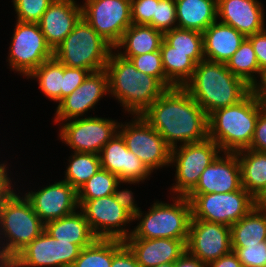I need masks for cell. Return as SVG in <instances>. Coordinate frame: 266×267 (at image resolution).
Listing matches in <instances>:
<instances>
[{
	"label": "cell",
	"mask_w": 266,
	"mask_h": 267,
	"mask_svg": "<svg viewBox=\"0 0 266 267\" xmlns=\"http://www.w3.org/2000/svg\"><path fill=\"white\" fill-rule=\"evenodd\" d=\"M160 53L167 77V89L183 87L196 68V63L191 59V52L160 51Z\"/></svg>",
	"instance_id": "4dcf8cb0"
},
{
	"label": "cell",
	"mask_w": 266,
	"mask_h": 267,
	"mask_svg": "<svg viewBox=\"0 0 266 267\" xmlns=\"http://www.w3.org/2000/svg\"><path fill=\"white\" fill-rule=\"evenodd\" d=\"M226 67L232 74L241 78L253 90L259 85V80L256 78L257 74V77H260L259 64L251 41L248 38L244 39L238 50L227 61Z\"/></svg>",
	"instance_id": "1f68e13d"
},
{
	"label": "cell",
	"mask_w": 266,
	"mask_h": 267,
	"mask_svg": "<svg viewBox=\"0 0 266 267\" xmlns=\"http://www.w3.org/2000/svg\"><path fill=\"white\" fill-rule=\"evenodd\" d=\"M104 70L109 94L132 115H141L167 90L157 78L138 71L129 59L113 51Z\"/></svg>",
	"instance_id": "3957f363"
},
{
	"label": "cell",
	"mask_w": 266,
	"mask_h": 267,
	"mask_svg": "<svg viewBox=\"0 0 266 267\" xmlns=\"http://www.w3.org/2000/svg\"><path fill=\"white\" fill-rule=\"evenodd\" d=\"M175 267H207V264L191 255L187 250L175 261Z\"/></svg>",
	"instance_id": "681fc988"
},
{
	"label": "cell",
	"mask_w": 266,
	"mask_h": 267,
	"mask_svg": "<svg viewBox=\"0 0 266 267\" xmlns=\"http://www.w3.org/2000/svg\"><path fill=\"white\" fill-rule=\"evenodd\" d=\"M78 205L97 239L125 241L131 235L132 230L129 232L125 226L133 222V217L116 202L113 195L78 200Z\"/></svg>",
	"instance_id": "7c38bea8"
},
{
	"label": "cell",
	"mask_w": 266,
	"mask_h": 267,
	"mask_svg": "<svg viewBox=\"0 0 266 267\" xmlns=\"http://www.w3.org/2000/svg\"><path fill=\"white\" fill-rule=\"evenodd\" d=\"M69 158L63 181L78 191L101 168L100 156L95 153L74 152Z\"/></svg>",
	"instance_id": "e575fe53"
},
{
	"label": "cell",
	"mask_w": 266,
	"mask_h": 267,
	"mask_svg": "<svg viewBox=\"0 0 266 267\" xmlns=\"http://www.w3.org/2000/svg\"><path fill=\"white\" fill-rule=\"evenodd\" d=\"M264 108L255 90L239 103L213 111L208 116V138L222 152H237L250 146L257 119Z\"/></svg>",
	"instance_id": "277c9868"
},
{
	"label": "cell",
	"mask_w": 266,
	"mask_h": 267,
	"mask_svg": "<svg viewBox=\"0 0 266 267\" xmlns=\"http://www.w3.org/2000/svg\"><path fill=\"white\" fill-rule=\"evenodd\" d=\"M141 116L172 149L208 138V115L183 87L167 89Z\"/></svg>",
	"instance_id": "6da1fadb"
},
{
	"label": "cell",
	"mask_w": 266,
	"mask_h": 267,
	"mask_svg": "<svg viewBox=\"0 0 266 267\" xmlns=\"http://www.w3.org/2000/svg\"><path fill=\"white\" fill-rule=\"evenodd\" d=\"M44 230L29 200L12 190L0 205V255L15 258Z\"/></svg>",
	"instance_id": "5b68a950"
},
{
	"label": "cell",
	"mask_w": 266,
	"mask_h": 267,
	"mask_svg": "<svg viewBox=\"0 0 266 267\" xmlns=\"http://www.w3.org/2000/svg\"><path fill=\"white\" fill-rule=\"evenodd\" d=\"M33 210L46 224L79 209L77 191L66 181H58L36 191L25 193Z\"/></svg>",
	"instance_id": "e0dca14e"
},
{
	"label": "cell",
	"mask_w": 266,
	"mask_h": 267,
	"mask_svg": "<svg viewBox=\"0 0 266 267\" xmlns=\"http://www.w3.org/2000/svg\"><path fill=\"white\" fill-rule=\"evenodd\" d=\"M82 18L112 47L132 25L131 0H85Z\"/></svg>",
	"instance_id": "4fadbf2b"
},
{
	"label": "cell",
	"mask_w": 266,
	"mask_h": 267,
	"mask_svg": "<svg viewBox=\"0 0 266 267\" xmlns=\"http://www.w3.org/2000/svg\"><path fill=\"white\" fill-rule=\"evenodd\" d=\"M99 156L101 168L118 176L120 181L142 182L152 173L134 153L128 150L118 132L104 145Z\"/></svg>",
	"instance_id": "ffe728a7"
},
{
	"label": "cell",
	"mask_w": 266,
	"mask_h": 267,
	"mask_svg": "<svg viewBox=\"0 0 266 267\" xmlns=\"http://www.w3.org/2000/svg\"><path fill=\"white\" fill-rule=\"evenodd\" d=\"M217 19L246 38L265 29L264 9L258 0H217Z\"/></svg>",
	"instance_id": "7402d4cb"
},
{
	"label": "cell",
	"mask_w": 266,
	"mask_h": 267,
	"mask_svg": "<svg viewBox=\"0 0 266 267\" xmlns=\"http://www.w3.org/2000/svg\"><path fill=\"white\" fill-rule=\"evenodd\" d=\"M172 204L156 201L148 212L142 211L133 218L141 220L128 238H169L187 244L192 219L191 202L186 196H174Z\"/></svg>",
	"instance_id": "8992f818"
},
{
	"label": "cell",
	"mask_w": 266,
	"mask_h": 267,
	"mask_svg": "<svg viewBox=\"0 0 266 267\" xmlns=\"http://www.w3.org/2000/svg\"><path fill=\"white\" fill-rule=\"evenodd\" d=\"M82 18V6L75 0H54L43 13L39 27L54 51Z\"/></svg>",
	"instance_id": "44dd1931"
},
{
	"label": "cell",
	"mask_w": 266,
	"mask_h": 267,
	"mask_svg": "<svg viewBox=\"0 0 266 267\" xmlns=\"http://www.w3.org/2000/svg\"><path fill=\"white\" fill-rule=\"evenodd\" d=\"M163 40L164 33L152 26L132 24L113 49L116 51L118 48L117 54L129 59L133 56L159 51ZM121 48L125 51H119Z\"/></svg>",
	"instance_id": "4316f807"
},
{
	"label": "cell",
	"mask_w": 266,
	"mask_h": 267,
	"mask_svg": "<svg viewBox=\"0 0 266 267\" xmlns=\"http://www.w3.org/2000/svg\"><path fill=\"white\" fill-rule=\"evenodd\" d=\"M187 251L208 264L232 251L231 227L191 219Z\"/></svg>",
	"instance_id": "2e32d148"
},
{
	"label": "cell",
	"mask_w": 266,
	"mask_h": 267,
	"mask_svg": "<svg viewBox=\"0 0 266 267\" xmlns=\"http://www.w3.org/2000/svg\"><path fill=\"white\" fill-rule=\"evenodd\" d=\"M90 73L91 72L87 69L63 65V89H61V100L78 88Z\"/></svg>",
	"instance_id": "b9f144b4"
},
{
	"label": "cell",
	"mask_w": 266,
	"mask_h": 267,
	"mask_svg": "<svg viewBox=\"0 0 266 267\" xmlns=\"http://www.w3.org/2000/svg\"><path fill=\"white\" fill-rule=\"evenodd\" d=\"M202 172L189 194L228 193L240 190L241 168L236 152H223Z\"/></svg>",
	"instance_id": "d6986e66"
},
{
	"label": "cell",
	"mask_w": 266,
	"mask_h": 267,
	"mask_svg": "<svg viewBox=\"0 0 266 267\" xmlns=\"http://www.w3.org/2000/svg\"><path fill=\"white\" fill-rule=\"evenodd\" d=\"M0 267H17L15 258L0 255Z\"/></svg>",
	"instance_id": "816d5d0a"
},
{
	"label": "cell",
	"mask_w": 266,
	"mask_h": 267,
	"mask_svg": "<svg viewBox=\"0 0 266 267\" xmlns=\"http://www.w3.org/2000/svg\"><path fill=\"white\" fill-rule=\"evenodd\" d=\"M177 27L204 32L217 19V0H175Z\"/></svg>",
	"instance_id": "83f0119b"
},
{
	"label": "cell",
	"mask_w": 266,
	"mask_h": 267,
	"mask_svg": "<svg viewBox=\"0 0 266 267\" xmlns=\"http://www.w3.org/2000/svg\"><path fill=\"white\" fill-rule=\"evenodd\" d=\"M118 133L124 139L128 150L134 153L151 172L171 165V148L141 115H134L131 122L119 123Z\"/></svg>",
	"instance_id": "30bf717a"
},
{
	"label": "cell",
	"mask_w": 266,
	"mask_h": 267,
	"mask_svg": "<svg viewBox=\"0 0 266 267\" xmlns=\"http://www.w3.org/2000/svg\"><path fill=\"white\" fill-rule=\"evenodd\" d=\"M204 59L226 64L246 38L233 27L212 23L203 33Z\"/></svg>",
	"instance_id": "cb8c5ba5"
},
{
	"label": "cell",
	"mask_w": 266,
	"mask_h": 267,
	"mask_svg": "<svg viewBox=\"0 0 266 267\" xmlns=\"http://www.w3.org/2000/svg\"><path fill=\"white\" fill-rule=\"evenodd\" d=\"M236 154L242 187L260 203L266 197V152L246 148Z\"/></svg>",
	"instance_id": "d4e9b609"
},
{
	"label": "cell",
	"mask_w": 266,
	"mask_h": 267,
	"mask_svg": "<svg viewBox=\"0 0 266 267\" xmlns=\"http://www.w3.org/2000/svg\"><path fill=\"white\" fill-rule=\"evenodd\" d=\"M247 38L251 41L257 62L259 64V69H260L259 84H260L263 75L266 74V28L261 32L248 36Z\"/></svg>",
	"instance_id": "ee69618b"
},
{
	"label": "cell",
	"mask_w": 266,
	"mask_h": 267,
	"mask_svg": "<svg viewBox=\"0 0 266 267\" xmlns=\"http://www.w3.org/2000/svg\"><path fill=\"white\" fill-rule=\"evenodd\" d=\"M160 0H131L132 24L152 26L156 4Z\"/></svg>",
	"instance_id": "60d3db41"
},
{
	"label": "cell",
	"mask_w": 266,
	"mask_h": 267,
	"mask_svg": "<svg viewBox=\"0 0 266 267\" xmlns=\"http://www.w3.org/2000/svg\"><path fill=\"white\" fill-rule=\"evenodd\" d=\"M160 51L191 52V59L198 64L204 60L203 34L176 27L164 33Z\"/></svg>",
	"instance_id": "f546056e"
},
{
	"label": "cell",
	"mask_w": 266,
	"mask_h": 267,
	"mask_svg": "<svg viewBox=\"0 0 266 267\" xmlns=\"http://www.w3.org/2000/svg\"><path fill=\"white\" fill-rule=\"evenodd\" d=\"M45 231L56 240L71 242L81 248L90 246L97 239L81 210L46 223Z\"/></svg>",
	"instance_id": "484cf974"
},
{
	"label": "cell",
	"mask_w": 266,
	"mask_h": 267,
	"mask_svg": "<svg viewBox=\"0 0 266 267\" xmlns=\"http://www.w3.org/2000/svg\"><path fill=\"white\" fill-rule=\"evenodd\" d=\"M251 150L266 152V108L264 107L256 122L255 132L250 146Z\"/></svg>",
	"instance_id": "f6af8a7d"
},
{
	"label": "cell",
	"mask_w": 266,
	"mask_h": 267,
	"mask_svg": "<svg viewBox=\"0 0 266 267\" xmlns=\"http://www.w3.org/2000/svg\"><path fill=\"white\" fill-rule=\"evenodd\" d=\"M221 152L210 138L172 148L170 163L176 166V183L171 187L172 192L176 196H187L199 182L202 172Z\"/></svg>",
	"instance_id": "9c48e42d"
},
{
	"label": "cell",
	"mask_w": 266,
	"mask_h": 267,
	"mask_svg": "<svg viewBox=\"0 0 266 267\" xmlns=\"http://www.w3.org/2000/svg\"><path fill=\"white\" fill-rule=\"evenodd\" d=\"M8 62L13 71L28 77L46 60L54 57L38 23L16 21Z\"/></svg>",
	"instance_id": "8fae6325"
},
{
	"label": "cell",
	"mask_w": 266,
	"mask_h": 267,
	"mask_svg": "<svg viewBox=\"0 0 266 267\" xmlns=\"http://www.w3.org/2000/svg\"><path fill=\"white\" fill-rule=\"evenodd\" d=\"M122 183L128 184H139V181H119L116 185L113 196L116 202L123 207L133 218L138 215L141 210L135 203V198L133 196V192L128 189L119 190L118 187Z\"/></svg>",
	"instance_id": "7bdbcfd3"
},
{
	"label": "cell",
	"mask_w": 266,
	"mask_h": 267,
	"mask_svg": "<svg viewBox=\"0 0 266 267\" xmlns=\"http://www.w3.org/2000/svg\"><path fill=\"white\" fill-rule=\"evenodd\" d=\"M124 243L136 256L140 267L174 263L187 250L183 240L169 238H127Z\"/></svg>",
	"instance_id": "603a6c76"
},
{
	"label": "cell",
	"mask_w": 266,
	"mask_h": 267,
	"mask_svg": "<svg viewBox=\"0 0 266 267\" xmlns=\"http://www.w3.org/2000/svg\"><path fill=\"white\" fill-rule=\"evenodd\" d=\"M129 60L138 71L157 78L167 88V77L164 73L160 50L133 56Z\"/></svg>",
	"instance_id": "8d00e7d4"
},
{
	"label": "cell",
	"mask_w": 266,
	"mask_h": 267,
	"mask_svg": "<svg viewBox=\"0 0 266 267\" xmlns=\"http://www.w3.org/2000/svg\"><path fill=\"white\" fill-rule=\"evenodd\" d=\"M152 27L163 33L177 27L175 0H160L156 4Z\"/></svg>",
	"instance_id": "f35d334b"
},
{
	"label": "cell",
	"mask_w": 266,
	"mask_h": 267,
	"mask_svg": "<svg viewBox=\"0 0 266 267\" xmlns=\"http://www.w3.org/2000/svg\"><path fill=\"white\" fill-rule=\"evenodd\" d=\"M154 267H175V262L174 263H165V264H159Z\"/></svg>",
	"instance_id": "f5cc1de1"
},
{
	"label": "cell",
	"mask_w": 266,
	"mask_h": 267,
	"mask_svg": "<svg viewBox=\"0 0 266 267\" xmlns=\"http://www.w3.org/2000/svg\"><path fill=\"white\" fill-rule=\"evenodd\" d=\"M192 219L231 227L259 202L243 187L228 193L188 194Z\"/></svg>",
	"instance_id": "ba28073f"
},
{
	"label": "cell",
	"mask_w": 266,
	"mask_h": 267,
	"mask_svg": "<svg viewBox=\"0 0 266 267\" xmlns=\"http://www.w3.org/2000/svg\"><path fill=\"white\" fill-rule=\"evenodd\" d=\"M54 0H12L17 21L38 23Z\"/></svg>",
	"instance_id": "74e56055"
},
{
	"label": "cell",
	"mask_w": 266,
	"mask_h": 267,
	"mask_svg": "<svg viewBox=\"0 0 266 267\" xmlns=\"http://www.w3.org/2000/svg\"><path fill=\"white\" fill-rule=\"evenodd\" d=\"M124 244L118 239H96L82 248L71 267H111L113 254Z\"/></svg>",
	"instance_id": "d6a6232c"
},
{
	"label": "cell",
	"mask_w": 266,
	"mask_h": 267,
	"mask_svg": "<svg viewBox=\"0 0 266 267\" xmlns=\"http://www.w3.org/2000/svg\"><path fill=\"white\" fill-rule=\"evenodd\" d=\"M82 248L52 238L45 230L16 257L17 267H71Z\"/></svg>",
	"instance_id": "9a60e30c"
},
{
	"label": "cell",
	"mask_w": 266,
	"mask_h": 267,
	"mask_svg": "<svg viewBox=\"0 0 266 267\" xmlns=\"http://www.w3.org/2000/svg\"><path fill=\"white\" fill-rule=\"evenodd\" d=\"M243 267H266V241L246 247H232Z\"/></svg>",
	"instance_id": "ab89813d"
},
{
	"label": "cell",
	"mask_w": 266,
	"mask_h": 267,
	"mask_svg": "<svg viewBox=\"0 0 266 267\" xmlns=\"http://www.w3.org/2000/svg\"><path fill=\"white\" fill-rule=\"evenodd\" d=\"M71 119L60 128V140L64 141L73 152L100 154L104 145L118 132L116 120L102 117Z\"/></svg>",
	"instance_id": "5bb4252c"
},
{
	"label": "cell",
	"mask_w": 266,
	"mask_h": 267,
	"mask_svg": "<svg viewBox=\"0 0 266 267\" xmlns=\"http://www.w3.org/2000/svg\"><path fill=\"white\" fill-rule=\"evenodd\" d=\"M207 267H243V265L232 250L217 260L209 262Z\"/></svg>",
	"instance_id": "7dc6e473"
},
{
	"label": "cell",
	"mask_w": 266,
	"mask_h": 267,
	"mask_svg": "<svg viewBox=\"0 0 266 267\" xmlns=\"http://www.w3.org/2000/svg\"><path fill=\"white\" fill-rule=\"evenodd\" d=\"M262 204H265L266 205V197L260 202Z\"/></svg>",
	"instance_id": "db71d44e"
},
{
	"label": "cell",
	"mask_w": 266,
	"mask_h": 267,
	"mask_svg": "<svg viewBox=\"0 0 266 267\" xmlns=\"http://www.w3.org/2000/svg\"><path fill=\"white\" fill-rule=\"evenodd\" d=\"M111 267H140L136 256L124 243L114 254Z\"/></svg>",
	"instance_id": "bcb514c9"
},
{
	"label": "cell",
	"mask_w": 266,
	"mask_h": 267,
	"mask_svg": "<svg viewBox=\"0 0 266 267\" xmlns=\"http://www.w3.org/2000/svg\"><path fill=\"white\" fill-rule=\"evenodd\" d=\"M112 50L113 47L81 18L54 50V57L65 66L93 73L105 69Z\"/></svg>",
	"instance_id": "52a82bcc"
},
{
	"label": "cell",
	"mask_w": 266,
	"mask_h": 267,
	"mask_svg": "<svg viewBox=\"0 0 266 267\" xmlns=\"http://www.w3.org/2000/svg\"><path fill=\"white\" fill-rule=\"evenodd\" d=\"M183 88L209 116L213 111L235 105L253 89L232 74L226 64L202 60Z\"/></svg>",
	"instance_id": "7a4b0ae2"
},
{
	"label": "cell",
	"mask_w": 266,
	"mask_h": 267,
	"mask_svg": "<svg viewBox=\"0 0 266 267\" xmlns=\"http://www.w3.org/2000/svg\"><path fill=\"white\" fill-rule=\"evenodd\" d=\"M37 79L41 92L55 102L61 101L63 89V64L55 57L46 60L37 67L27 79Z\"/></svg>",
	"instance_id": "836d02e7"
},
{
	"label": "cell",
	"mask_w": 266,
	"mask_h": 267,
	"mask_svg": "<svg viewBox=\"0 0 266 267\" xmlns=\"http://www.w3.org/2000/svg\"><path fill=\"white\" fill-rule=\"evenodd\" d=\"M254 90L258 94L261 104L266 108V74L263 75L262 81Z\"/></svg>",
	"instance_id": "f907efd6"
},
{
	"label": "cell",
	"mask_w": 266,
	"mask_h": 267,
	"mask_svg": "<svg viewBox=\"0 0 266 267\" xmlns=\"http://www.w3.org/2000/svg\"><path fill=\"white\" fill-rule=\"evenodd\" d=\"M6 163L0 164V205L2 204L4 198L12 191L11 179L8 177V172L6 168Z\"/></svg>",
	"instance_id": "c3c4849f"
},
{
	"label": "cell",
	"mask_w": 266,
	"mask_h": 267,
	"mask_svg": "<svg viewBox=\"0 0 266 267\" xmlns=\"http://www.w3.org/2000/svg\"><path fill=\"white\" fill-rule=\"evenodd\" d=\"M106 94H109L107 72L101 70L90 73L78 88L58 103L54 122L60 123L84 116Z\"/></svg>",
	"instance_id": "ac0fdd59"
},
{
	"label": "cell",
	"mask_w": 266,
	"mask_h": 267,
	"mask_svg": "<svg viewBox=\"0 0 266 267\" xmlns=\"http://www.w3.org/2000/svg\"><path fill=\"white\" fill-rule=\"evenodd\" d=\"M232 247H246L266 241V205L258 203L231 226Z\"/></svg>",
	"instance_id": "f1b7e54d"
},
{
	"label": "cell",
	"mask_w": 266,
	"mask_h": 267,
	"mask_svg": "<svg viewBox=\"0 0 266 267\" xmlns=\"http://www.w3.org/2000/svg\"><path fill=\"white\" fill-rule=\"evenodd\" d=\"M119 177L100 168L82 187L77 191L78 200H90L113 195Z\"/></svg>",
	"instance_id": "d590c367"
}]
</instances>
